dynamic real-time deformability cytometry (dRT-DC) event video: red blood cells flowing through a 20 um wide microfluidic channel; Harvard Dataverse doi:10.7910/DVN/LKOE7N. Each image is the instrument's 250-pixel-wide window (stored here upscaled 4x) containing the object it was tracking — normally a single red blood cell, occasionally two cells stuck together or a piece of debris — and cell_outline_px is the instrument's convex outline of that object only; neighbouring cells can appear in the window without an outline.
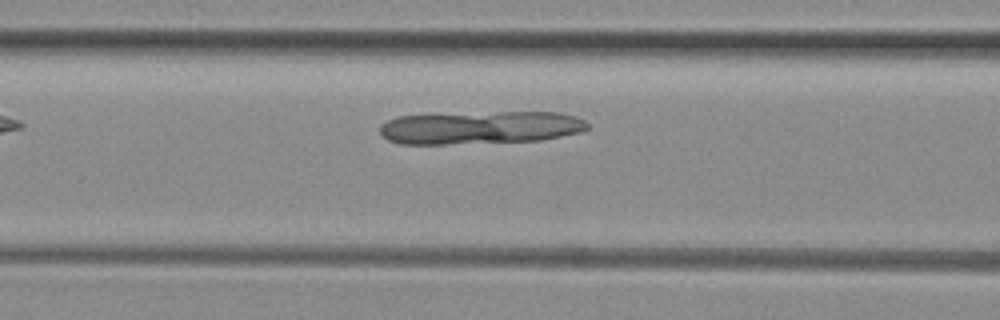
{"species": "common noctule bat (a hibernating species)", "species_latin": "Nyctalus noctula", "temperature_condition": "room temperature", "stored_images_in_passage": 7, "camera_frame_rate_fps": 3000, "um_per_image_px": 0.085, "animal": {"sex": "female", "body_mass_g": 29.2, "forearm_length_mm": 56.3}, "frame": {"image": 1, "passage_image": 5, "time_ms": 1.333, "image_size_px": [1000, 320], "cell_outline_px": [[588, 128], [580, 132], [540, 140], [444, 144], [400, 144], [388, 140], [380, 132], [380, 124], [396, 116], [432, 112], [560, 112], [576, 116], [584, 120], [588, 124]], "centroid_in_image_um": [40.75, 10.81], "position_along_channel_um": 125.9, "area_um2": 40.63}}